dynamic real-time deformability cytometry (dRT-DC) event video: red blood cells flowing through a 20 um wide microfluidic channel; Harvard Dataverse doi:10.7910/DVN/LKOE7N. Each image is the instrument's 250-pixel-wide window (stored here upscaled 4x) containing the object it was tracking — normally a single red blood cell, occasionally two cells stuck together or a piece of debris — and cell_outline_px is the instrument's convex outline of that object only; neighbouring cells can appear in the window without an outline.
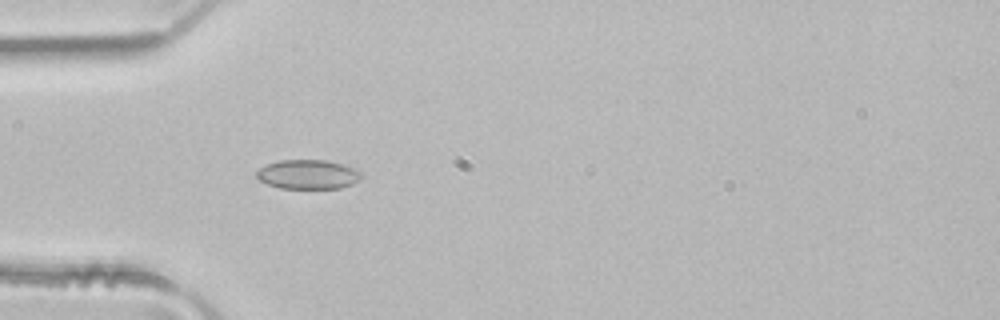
{"species": "common noctule bat (a hibernating species)", "species_latin": "Nyctalus noctula", "temperature_condition": "room temperature", "stored_images_in_passage": 3, "camera_frame_rate_fps": 3000, "um_per_image_px": 0.085, "animal": {"sex": "male", "body_mass_g": 21.5, "forearm_length_mm": 52.0}, "frame": {"image": 1, "passage_image": 3, "time_ms": 0.667, "image_size_px": [1000, 320], "cell_outline_px": [[360, 180], [352, 184], [340, 188], [280, 188], [268, 184], [260, 180], [256, 176], [256, 172], [264, 164], [280, 160], [328, 160], [356, 168], [360, 172]], "centroid_in_image_um": [26.17, 14.81], "position_along_channel_um": 58.8, "area_um2": 17.92}}